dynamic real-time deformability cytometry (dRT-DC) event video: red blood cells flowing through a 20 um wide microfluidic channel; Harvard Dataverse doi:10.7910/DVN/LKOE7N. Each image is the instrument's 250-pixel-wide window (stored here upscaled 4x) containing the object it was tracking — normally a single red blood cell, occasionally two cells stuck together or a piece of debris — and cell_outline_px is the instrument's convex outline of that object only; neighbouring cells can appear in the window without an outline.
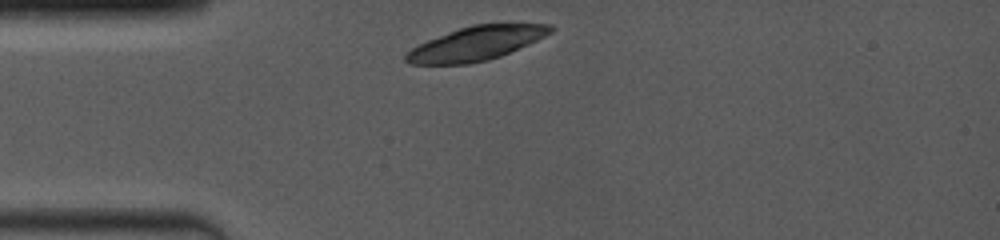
{"species": "common noctule bat (a hibernating species)", "species_latin": "Nyctalus noctula", "temperature_condition": "room temperature", "stored_images_in_passage": 2, "camera_frame_rate_fps": 4000, "um_per_image_px": 0.085, "animal": {"sex": "female", "body_mass_g": 19.0, "forearm_length_mm": 53.3}, "frame": {"image": 1, "passage_image": 1, "time_ms": 0.0, "image_size_px": [1000, 240], "cell_outline_px": [[556, 28], [552, 32], [528, 44], [500, 56], [488, 60], [468, 64], [408, 64], [404, 60], [404, 56], [412, 48], [428, 40], [460, 28], [472, 24], [552, 24]], "centroid_in_image_um": [40.48, 3.7], "position_along_channel_um": 44.5, "area_um2": 28.26}}